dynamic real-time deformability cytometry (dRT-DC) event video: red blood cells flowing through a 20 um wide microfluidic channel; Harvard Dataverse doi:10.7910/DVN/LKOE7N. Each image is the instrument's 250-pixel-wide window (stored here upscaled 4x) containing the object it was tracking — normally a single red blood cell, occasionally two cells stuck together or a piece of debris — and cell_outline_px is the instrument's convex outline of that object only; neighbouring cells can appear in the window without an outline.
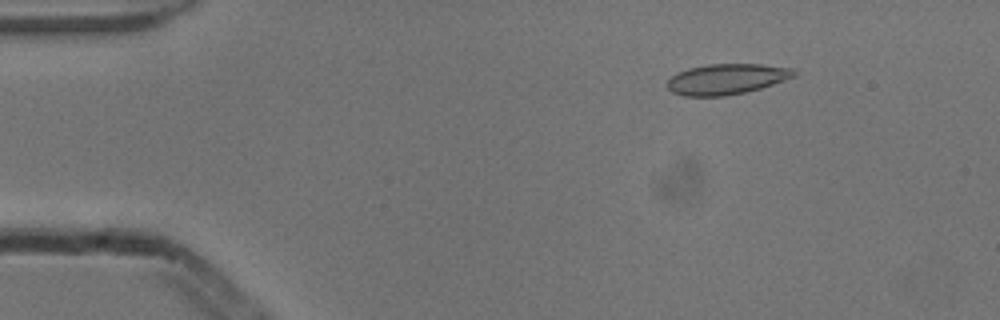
{"species": "common noctule bat (a hibernating species)", "species_latin": "Nyctalus noctula", "temperature_condition": "cold", "stored_images_in_passage": 4, "camera_frame_rate_fps": 3000, "um_per_image_px": 0.085, "animal": {"sex": "male", "body_mass_g": 13.3}, "frame": {"image": 1, "passage_image": 2, "time_ms": 0.333, "image_size_px": [1000, 320], "cell_outline_px": [[796, 76], [760, 88], [744, 92], [724, 96], [684, 96], [672, 92], [668, 88], [668, 80], [676, 72], [688, 68], [708, 64], [760, 64], [792, 68], [796, 72]], "centroid_in_image_um": [61.74, 6.72], "position_along_channel_um": 23.3, "area_um2": 22.48}}